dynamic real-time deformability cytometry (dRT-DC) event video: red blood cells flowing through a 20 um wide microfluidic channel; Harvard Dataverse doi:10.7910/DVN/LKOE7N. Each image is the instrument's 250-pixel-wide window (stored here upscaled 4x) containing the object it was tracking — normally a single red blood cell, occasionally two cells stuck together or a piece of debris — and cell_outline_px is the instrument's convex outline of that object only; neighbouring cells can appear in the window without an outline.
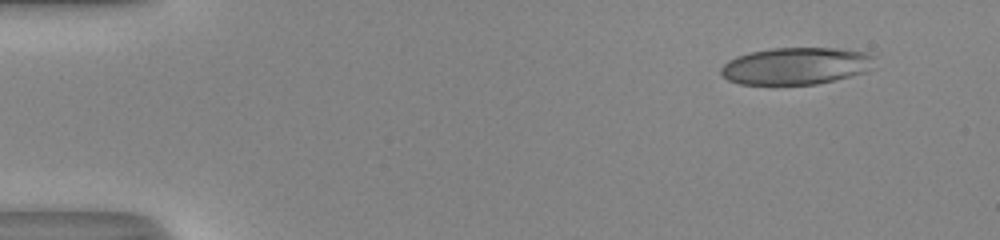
{"species": "human", "species_latin": "Homo sapiens", "temperature_condition": "room temperature", "stored_images_in_passage": 47, "camera_frame_rate_fps": 3000, "um_per_image_px": 0.085, "donor": {"sex": "male"}, "frame": {"image": 1, "passage_image": 1, "time_ms": 0.0, "image_size_px": [1000, 240], "cell_outline_px": [[876, 56], [872, 68], [864, 72], [816, 84], [740, 84], [728, 80], [720, 72], [720, 68], [728, 60], [736, 56], [752, 52], [772, 48], [836, 48], [868, 52]], "centroid_in_image_um": [67.68, 5.59], "position_along_channel_um": 17.3, "area_um2": 33.12}}
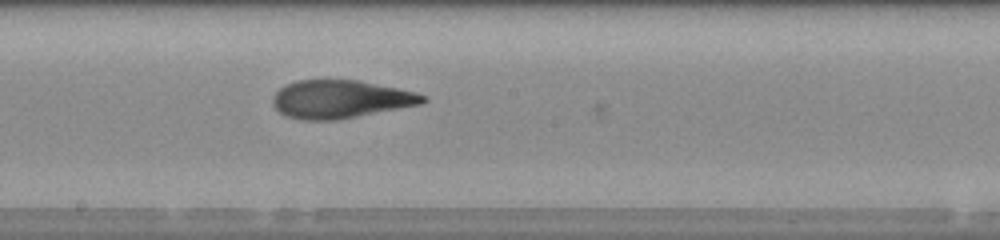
{"frame": {"image": 2, "passage_image": 25, "time_ms": 8.0, "image_size_px": [1000, 240], "cell_outline_px": [[428, 100], [424, 104], [336, 120], [300, 120], [288, 116], [280, 112], [272, 104], [272, 96], [280, 88], [296, 80], [360, 80], [416, 92], [428, 96]], "centroid_in_image_um": [28.98, 8.43], "position_along_channel_um": 219.2, "area_um2": 33.47}}
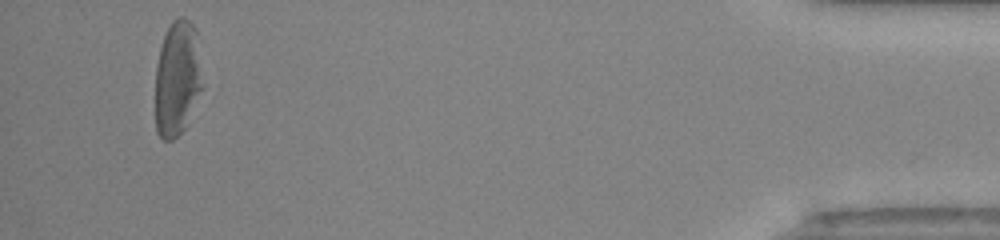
{"frame": {"image": 3, "passage_image": 45, "time_ms": 14.667, "image_size_px": [1000, 240], "cell_outline_px": [[200, 88], [188, 124], [172, 140], [164, 140], [156, 132], [156, 64], [160, 48], [164, 36], [172, 20], [176, 16], [184, 16], [196, 28], [200, 84]], "centroid_in_image_um": [15.03, 6.65], "position_along_channel_um": 420.2, "area_um2": 30.98}, "authors_computed_cell_mechanics": {"area_um2": 33.4662, "velocity_mm_per_s": 4.1279, "shape_relaxation_time_tau1_ms": 5.2538, "shape_relaxation_time_tau2_ms": 2.2511, "deformation_change_tau1": 0.2283, "deformation_change_tau2": 0.1075}}